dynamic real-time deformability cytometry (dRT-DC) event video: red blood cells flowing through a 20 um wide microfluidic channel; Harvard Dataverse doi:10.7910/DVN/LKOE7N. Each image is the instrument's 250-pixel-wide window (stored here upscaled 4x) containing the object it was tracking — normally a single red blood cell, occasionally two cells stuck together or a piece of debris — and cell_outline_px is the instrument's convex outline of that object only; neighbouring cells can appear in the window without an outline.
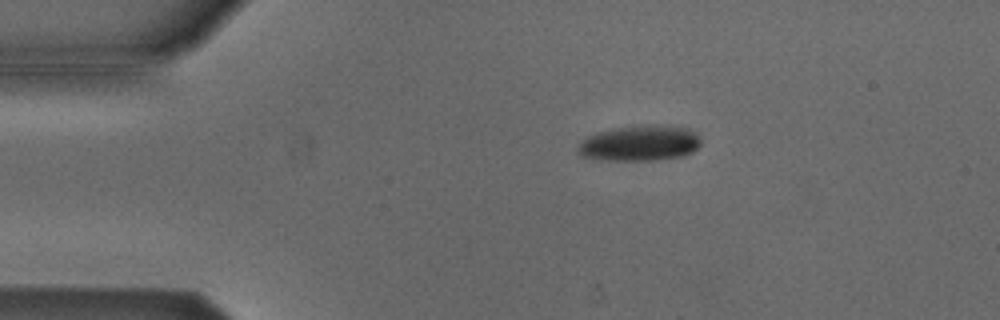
{"species": "Egyptian fruit bat (a non-hibernating species)", "species_latin": "Rousettus aegyptiacus", "temperature_condition": "cold", "stored_images_in_passage": 44, "camera_frame_rate_fps": 3000, "um_per_image_px": 0.085, "animal": {"sex": "male"}, "frame": {"image": 1, "passage_image": 10, "time_ms": 3.0, "image_size_px": [1000, 320], "cell_outline_px": [[700, 144], [692, 152], [680, 156], [656, 160], [600, 160], [584, 156], [576, 152], [576, 148], [588, 136], [600, 132], [616, 128], [656, 124], [688, 128], [700, 140]], "centroid_in_image_um": [54.36, 12.18], "position_along_channel_um": 30.6, "area_um2": 25.09}}
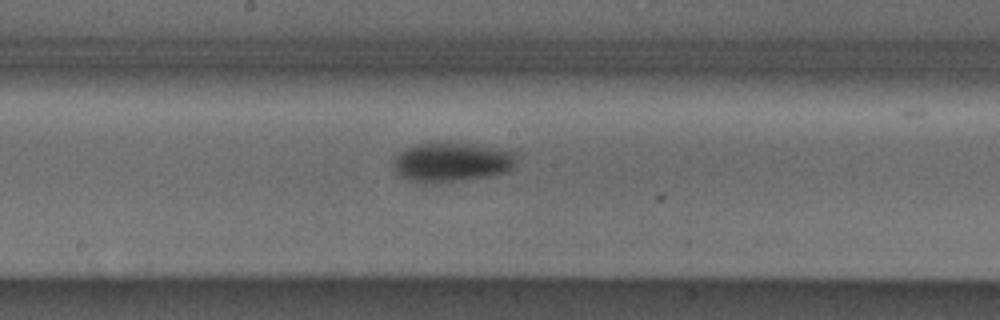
{"frame": {"image": 2, "passage_image": 28, "time_ms": 9.0, "image_size_px": [1000, 320], "cell_outline_px": [[516, 168], [508, 172], [496, 176], [464, 180], [428, 184], [424, 184], [408, 180], [400, 176], [392, 168], [392, 160], [400, 152], [416, 144], [472, 144], [512, 152], [516, 164]], "centroid_in_image_um": [38.37, 13.84], "position_along_channel_um": 209.8, "area_um2": 28.26}}
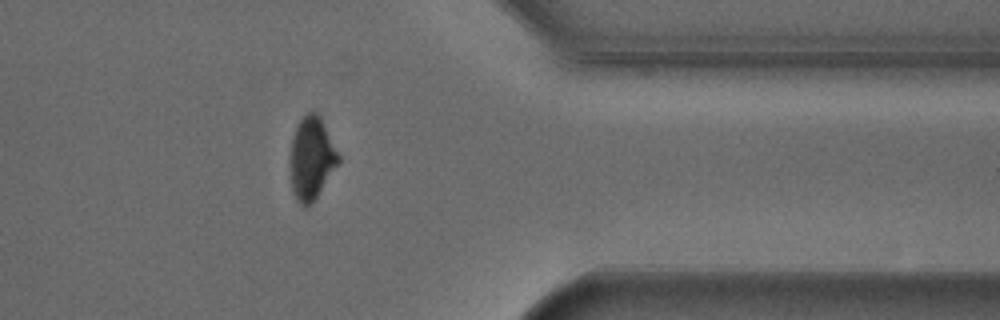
{"frame": {"image": 3, "passage_image": 43, "time_ms": 14.0, "image_size_px": [1000, 320], "cell_outline_px": [[340, 160], [312, 204], [304, 208], [296, 200], [292, 188], [288, 160], [292, 136], [296, 124], [308, 112], [316, 112], [320, 116], [340, 156]], "centroid_in_image_um": [26.44, 13.46], "position_along_channel_um": 385.0, "area_um2": 23.47}}